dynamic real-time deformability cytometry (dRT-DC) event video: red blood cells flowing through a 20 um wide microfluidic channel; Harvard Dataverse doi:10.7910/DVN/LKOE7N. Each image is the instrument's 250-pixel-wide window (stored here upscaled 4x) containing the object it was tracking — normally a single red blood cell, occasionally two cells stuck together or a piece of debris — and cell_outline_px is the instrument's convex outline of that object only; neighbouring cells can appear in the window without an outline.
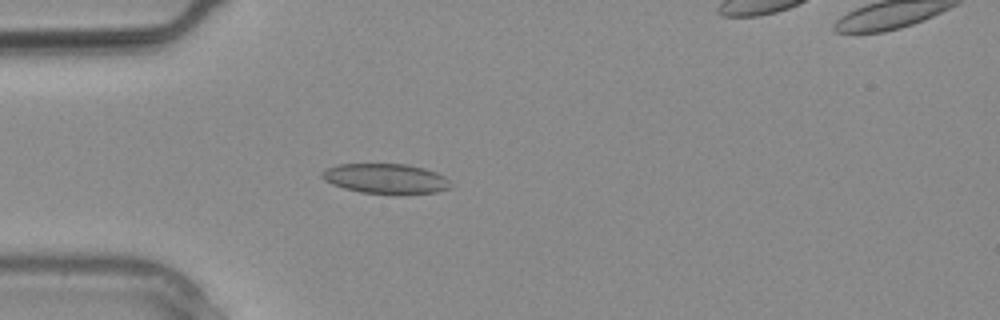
{"species": "common noctule bat (a hibernating species)", "species_latin": "Nyctalus noctula", "temperature_condition": "warm", "stored_images_in_passage": 3, "camera_frame_rate_fps": 3000, "um_per_image_px": 0.085, "animal": {"sex": "male", "body_mass_g": 20.4}, "frame": {"image": 1, "passage_image": 2, "time_ms": 0.333, "image_size_px": [1000, 320], "cell_outline_px": [[452, 188], [436, 192], [360, 192], [344, 188], [332, 184], [324, 180], [320, 176], [320, 172], [324, 168], [336, 164], [408, 164], [424, 168], [436, 172], [444, 176], [452, 184]], "centroid_in_image_um": [32.74, 15.14], "position_along_channel_um": 52.3, "area_um2": 22.14}}